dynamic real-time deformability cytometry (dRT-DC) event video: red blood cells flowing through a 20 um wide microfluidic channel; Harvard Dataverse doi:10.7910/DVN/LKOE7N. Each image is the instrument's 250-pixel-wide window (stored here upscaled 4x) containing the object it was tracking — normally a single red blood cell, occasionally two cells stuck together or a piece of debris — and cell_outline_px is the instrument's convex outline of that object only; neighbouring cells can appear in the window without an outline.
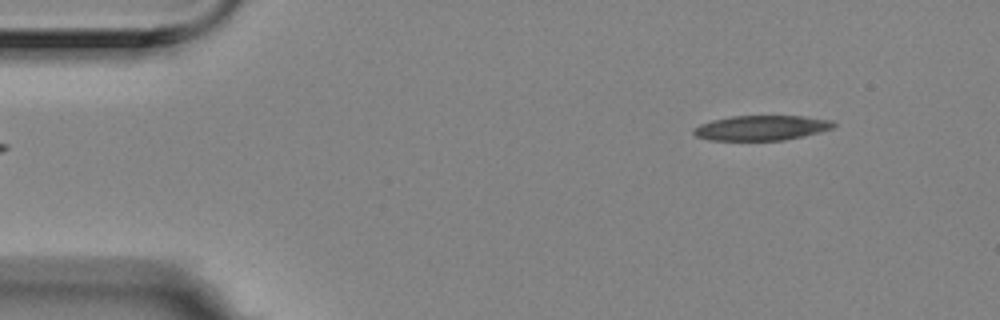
{"species": "Egyptian fruit bat (a non-hibernating species)", "species_latin": "Rousettus aegyptiacus", "temperature_condition": "room temperature", "stored_images_in_passage": 5, "segment_of_instrument_passage": [2, 2], "camera_frame_rate_fps": 3000, "um_per_image_px": 0.085, "animal": {"sex": "female"}, "frame": {"image": 1, "passage_image": 5, "time_ms": 1.333, "image_size_px": [1000, 320], "cell_outline_px": [[836, 124], [832, 128], [804, 136], [784, 140], [708, 140], [696, 136], [692, 132], [692, 128], [700, 124], [712, 120], [732, 116], [804, 116], [832, 120]], "centroid_in_image_um": [64.69, 10.87], "position_along_channel_um": 20.3, "area_um2": 20.35}}